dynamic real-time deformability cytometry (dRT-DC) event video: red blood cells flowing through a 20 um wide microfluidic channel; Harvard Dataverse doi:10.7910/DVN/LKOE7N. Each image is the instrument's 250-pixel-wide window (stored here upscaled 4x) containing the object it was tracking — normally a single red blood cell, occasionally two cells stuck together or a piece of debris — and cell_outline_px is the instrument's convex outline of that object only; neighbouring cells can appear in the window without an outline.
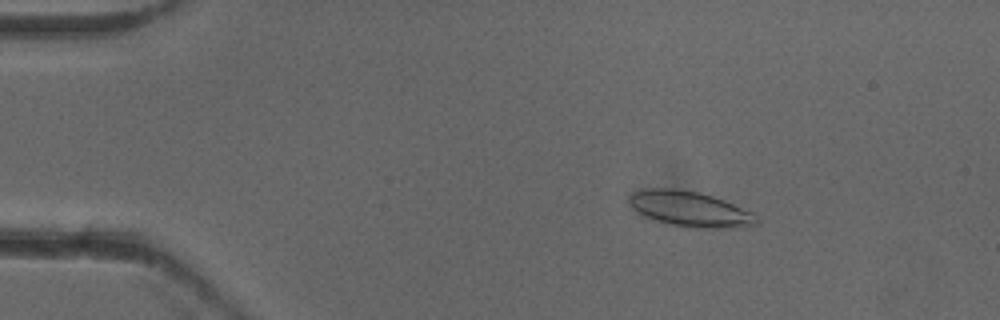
{"species": "common noctule bat (a hibernating species)", "species_latin": "Nyctalus noctula", "temperature_condition": "cold", "stored_images_in_passage": 53, "camera_frame_rate_fps": 3000, "um_per_image_px": 0.085, "animal": {"sex": "female"}, "frame": {"image": 1, "passage_image": 9, "time_ms": 2.667, "image_size_px": [1000, 320], "cell_outline_px": [[760, 220], [756, 224], [736, 228], [688, 228], [656, 220], [644, 216], [628, 200], [628, 196], [632, 192], [644, 188], [672, 188], [696, 192], [712, 196], [724, 200], [752, 212]], "centroid_in_image_um": [58.67, 17.77], "position_along_channel_um": 26.3, "area_um2": 26.07}}
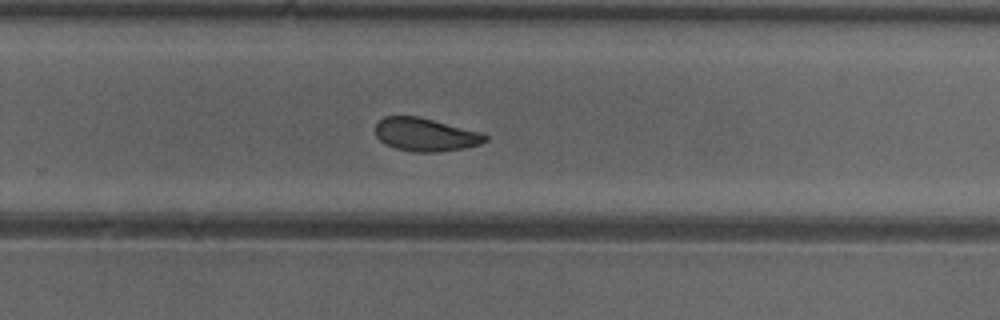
{"frame": {"image": 2, "passage_image": 35, "time_ms": 11.333, "image_size_px": [1000, 320], "cell_outline_px": [[488, 140], [480, 144], [464, 148], [436, 152], [412, 152], [396, 148], [384, 144], [376, 136], [376, 124], [384, 116], [420, 116], [480, 132], [488, 136]], "centroid_in_image_um": [36.16, 11.44], "position_along_channel_um": 293.6, "area_um2": 21.27}}
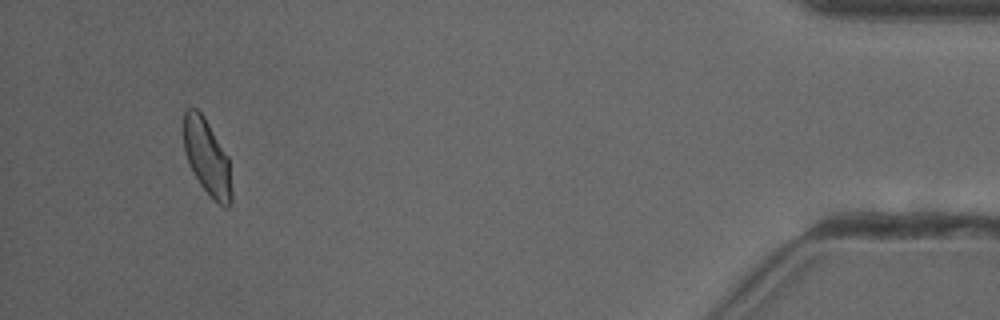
{"frame": {"image": 3, "passage_image": 50, "time_ms": 16.333, "image_size_px": [1000, 320], "cell_outline_px": [[232, 200], [228, 208], [224, 208], [200, 184], [188, 164], [184, 152], [180, 128], [184, 112], [188, 108], [196, 108], [204, 116], [228, 156], [232, 192]], "centroid_in_image_um": [17.54, 13.3], "position_along_channel_um": 417.7, "area_um2": 21.62}, "authors_computed_cell_mechanics": {"area_um2": 22.253, "velocity_mm_per_s": 3.9124, "shape_relaxation_time_tau1_ms": 7.8605, "shape_relaxation_time_tau2_ms": 1.9757, "deformation_change_tau1": 0.1616, "deformation_change_tau2": 0.071}}